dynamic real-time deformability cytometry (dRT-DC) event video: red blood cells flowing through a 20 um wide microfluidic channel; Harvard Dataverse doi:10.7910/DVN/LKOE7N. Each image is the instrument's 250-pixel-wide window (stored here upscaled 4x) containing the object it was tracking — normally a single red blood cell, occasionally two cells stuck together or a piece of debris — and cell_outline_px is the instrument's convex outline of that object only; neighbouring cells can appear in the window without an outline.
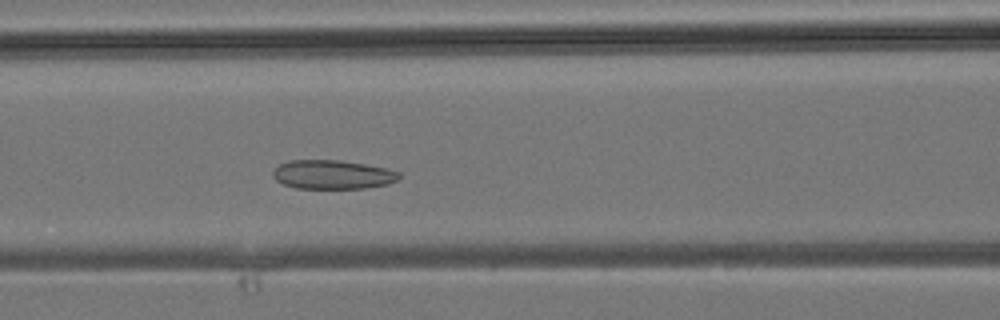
{"species": "common noctule bat (a hibernating species)", "species_latin": "Nyctalus noctula", "temperature_condition": "room temperature", "stored_images_in_passage": 33, "camera_frame_rate_fps": 3000, "um_per_image_px": 0.085, "animal": {"sex": "male", "body_mass_g": 19.2, "forearm_length_mm": 51.8}, "frame": {"image": 1, "passage_image": 12, "time_ms": 3.667, "image_size_px": [1000, 320], "cell_outline_px": [[400, 176], [396, 180], [388, 184], [364, 188], [296, 188], [284, 184], [276, 180], [272, 176], [272, 172], [280, 164], [288, 160], [340, 160], [388, 168], [400, 172]], "centroid_in_image_um": [28.27, 14.83], "position_along_channel_um": 138.3, "area_um2": 21.27}}
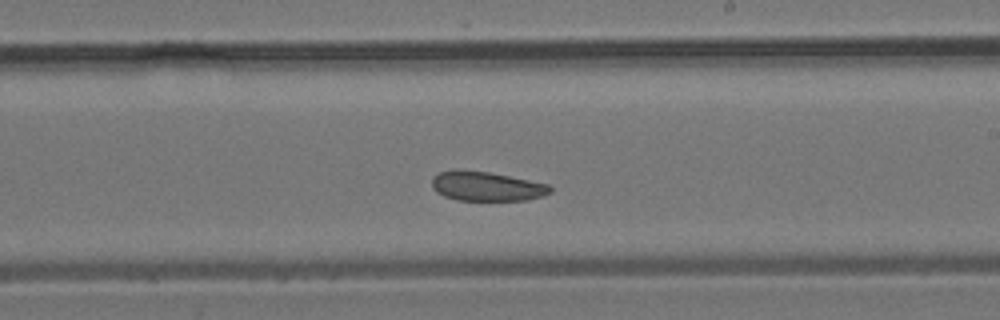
{"frame": {"image": 2, "passage_image": 18, "time_ms": 5.667, "image_size_px": [1000, 320], "cell_outline_px": [[552, 192], [544, 196], [528, 200], [456, 200], [444, 196], [436, 192], [432, 188], [432, 176], [440, 172], [452, 168], [488, 172], [548, 184], [552, 188]], "centroid_in_image_um": [41.32, 15.83], "position_along_channel_um": 247.7, "area_um2": 20.46}}
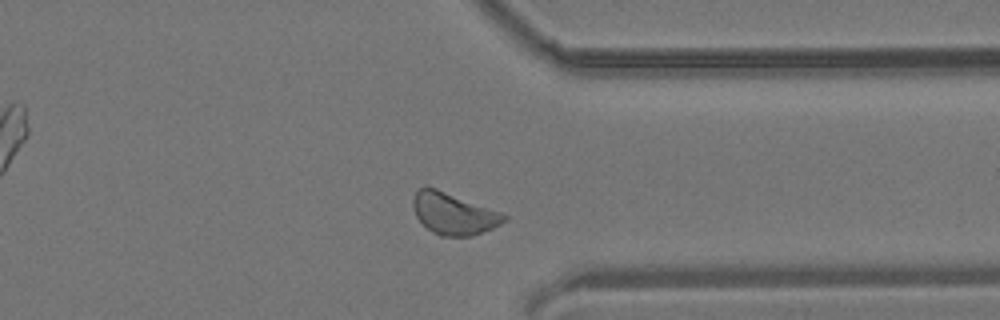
{"frame": {"image": 3, "passage_image": 25, "time_ms": 8.0, "image_size_px": [1000, 320], "cell_outline_px": [[508, 220], [492, 228], [472, 236], [440, 236], [432, 232], [416, 216], [412, 204], [412, 200], [416, 192], [420, 188], [436, 188], [500, 212], [508, 216]], "centroid_in_image_um": [38.56, 18.18], "position_along_channel_um": 372.8, "area_um2": 21.73}}